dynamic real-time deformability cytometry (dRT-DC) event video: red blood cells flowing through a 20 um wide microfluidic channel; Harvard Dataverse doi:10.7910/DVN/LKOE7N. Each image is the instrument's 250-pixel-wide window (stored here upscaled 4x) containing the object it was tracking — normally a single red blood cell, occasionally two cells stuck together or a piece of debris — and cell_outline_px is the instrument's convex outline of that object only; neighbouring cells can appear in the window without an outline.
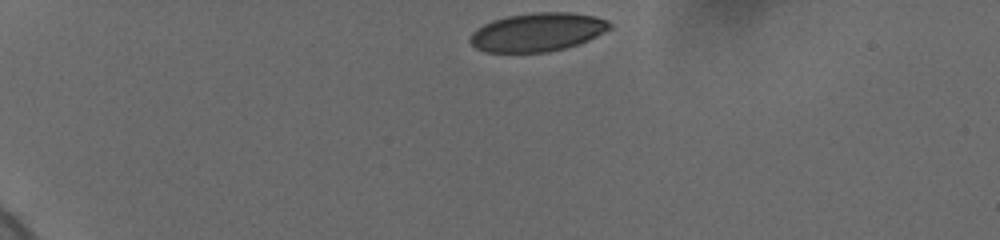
{"species": "human", "species_latin": "Homo sapiens", "temperature_condition": "cold", "stored_images_in_passage": 38, "camera_frame_rate_fps": 3000, "um_per_image_px": 0.085, "donor": {"sex": "female"}, "frame": {"image": 1, "passage_image": 1, "time_ms": 0.0, "image_size_px": [1000, 240], "cell_outline_px": [[612, 28], [580, 44], [548, 52], [484, 52], [476, 48], [468, 40], [472, 32], [476, 28], [492, 20], [508, 16], [532, 12], [568, 12], [596, 16], [608, 20], [612, 24]], "centroid_in_image_um": [45.69, 2.72], "position_along_channel_um": 39.3, "area_um2": 31.56}}
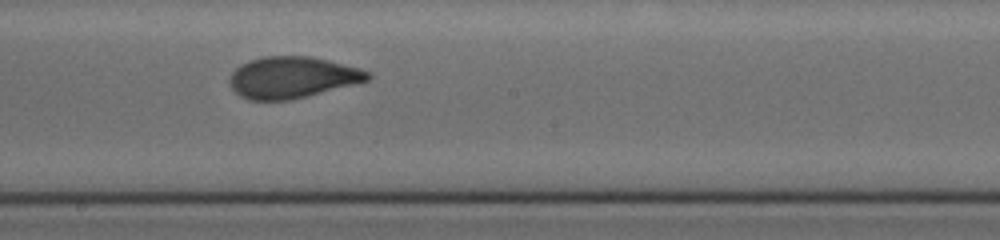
{"frame": {"image": 2, "passage_image": 22, "time_ms": 7.0, "image_size_px": [1000, 240], "cell_outline_px": [[372, 76], [368, 80], [308, 96], [292, 100], [248, 100], [240, 96], [232, 88], [232, 72], [240, 64], [248, 60], [264, 56], [308, 56], [328, 60], [360, 68], [372, 72]], "centroid_in_image_um": [24.86, 6.57], "position_along_channel_um": 223.3, "area_um2": 33.23}}
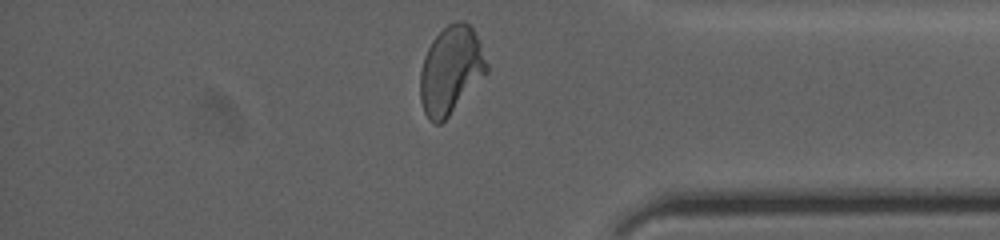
{"frame": {"image": 3, "passage_image": 37, "time_ms": 12.0, "image_size_px": [1000, 240], "cell_outline_px": [[488, 72], [448, 116], [440, 124], [436, 124], [428, 120], [424, 112], [420, 100], [420, 72], [424, 56], [432, 40], [448, 24], [460, 20], [464, 20], [472, 28], [480, 44], [488, 64]], "centroid_in_image_um": [38.3, 5.97], "position_along_channel_um": 396.9, "area_um2": 33.76}, "authors_computed_cell_mechanics": {"area_um2": 33.3795, "velocity_mm_per_s": 3.682, "shape_relaxation_time_tau1_ms": 5.3912, "shape_relaxation_time_tau2_ms": 0.7755, "deformation_change_tau1": 0.1778, "deformation_change_tau2": 0.0642}}